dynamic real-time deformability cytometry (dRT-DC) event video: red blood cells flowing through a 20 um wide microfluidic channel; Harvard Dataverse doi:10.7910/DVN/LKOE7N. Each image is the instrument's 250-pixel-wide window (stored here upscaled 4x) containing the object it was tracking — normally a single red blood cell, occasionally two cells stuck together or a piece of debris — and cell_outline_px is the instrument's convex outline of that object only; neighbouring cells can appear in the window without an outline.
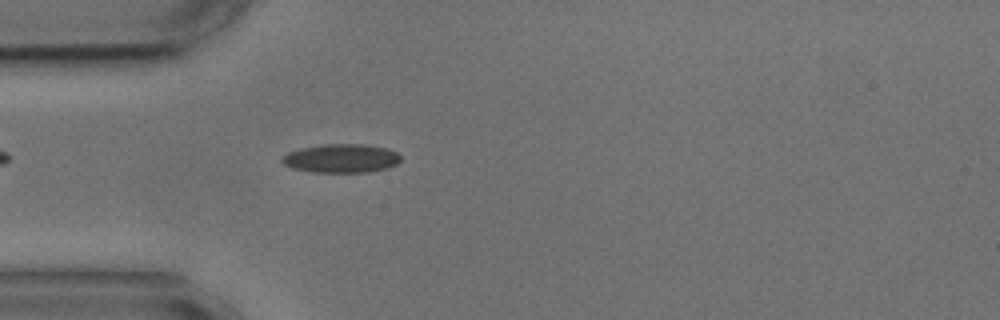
{"species": "common noctule bat (a hibernating species)", "species_latin": "Nyctalus noctula", "temperature_condition": "cold", "stored_images_in_passage": 46, "camera_frame_rate_fps": 3000, "um_per_image_px": 0.085, "animal": {"sex": "male", "body_mass_g": 17.9, "forearm_length_mm": 54.2}, "frame": {"image": 1, "passage_image": 7, "time_ms": 2.0, "image_size_px": [1000, 320], "cell_outline_px": [[400, 160], [396, 164], [388, 168], [368, 172], [312, 172], [292, 168], [284, 164], [280, 160], [288, 152], [300, 148], [324, 144], [364, 144], [388, 148], [396, 152], [400, 156]], "centroid_in_image_um": [29.01, 13.46], "position_along_channel_um": 56.0, "area_um2": 19.88}}
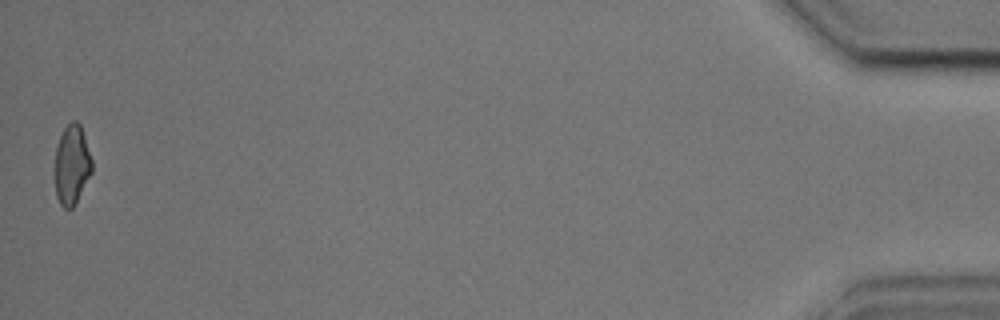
{"frame": {"image": 2, "passage_image": 46, "time_ms": 15.0, "image_size_px": [1000, 320], "cell_outline_px": [[92, 172], [76, 204], [72, 208], [64, 208], [60, 204], [56, 196], [56, 148], [60, 136], [64, 128], [72, 120], [76, 120], [80, 124], [92, 160]], "centroid_in_image_um": [6.12, 14.02], "position_along_channel_um": 429.1, "area_um2": 17.05}, "authors_computed_cell_mechanics": {"area_um2": 18.3515, "velocity_mm_per_s": 3.6296, "shape_relaxation_time_tau1_ms": 9.2018, "shape_relaxation_time_tau2_ms": 2.4377, "deformation_change_tau1": 0.1596, "deformation_change_tau2": 0.0705}}